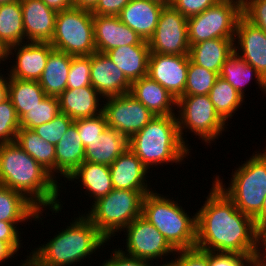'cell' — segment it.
<instances>
[{"label": "cell", "mask_w": 266, "mask_h": 266, "mask_svg": "<svg viewBox=\"0 0 266 266\" xmlns=\"http://www.w3.org/2000/svg\"><path fill=\"white\" fill-rule=\"evenodd\" d=\"M208 95L216 112L226 123L227 120L232 119L237 109L245 102V98L220 76L216 79Z\"/></svg>", "instance_id": "35"}, {"label": "cell", "mask_w": 266, "mask_h": 266, "mask_svg": "<svg viewBox=\"0 0 266 266\" xmlns=\"http://www.w3.org/2000/svg\"><path fill=\"white\" fill-rule=\"evenodd\" d=\"M104 101L103 113L106 116L107 126L117 130L128 140L155 117L130 93L104 98L100 102Z\"/></svg>", "instance_id": "11"}, {"label": "cell", "mask_w": 266, "mask_h": 266, "mask_svg": "<svg viewBox=\"0 0 266 266\" xmlns=\"http://www.w3.org/2000/svg\"><path fill=\"white\" fill-rule=\"evenodd\" d=\"M154 266H169V265H168V262L166 261V262H165L164 264H162V265H161V264L158 265V264L156 263Z\"/></svg>", "instance_id": "58"}, {"label": "cell", "mask_w": 266, "mask_h": 266, "mask_svg": "<svg viewBox=\"0 0 266 266\" xmlns=\"http://www.w3.org/2000/svg\"><path fill=\"white\" fill-rule=\"evenodd\" d=\"M181 204L152 191L145 195L141 216L153 224L175 250L196 247V214H187ZM184 209V210H183Z\"/></svg>", "instance_id": "5"}, {"label": "cell", "mask_w": 266, "mask_h": 266, "mask_svg": "<svg viewBox=\"0 0 266 266\" xmlns=\"http://www.w3.org/2000/svg\"><path fill=\"white\" fill-rule=\"evenodd\" d=\"M109 168L115 189L152 191L146 180L150 171L131 149H126Z\"/></svg>", "instance_id": "20"}, {"label": "cell", "mask_w": 266, "mask_h": 266, "mask_svg": "<svg viewBox=\"0 0 266 266\" xmlns=\"http://www.w3.org/2000/svg\"><path fill=\"white\" fill-rule=\"evenodd\" d=\"M74 120L66 114L59 113L51 121L36 126L32 130L37 133L43 140L56 145Z\"/></svg>", "instance_id": "39"}, {"label": "cell", "mask_w": 266, "mask_h": 266, "mask_svg": "<svg viewBox=\"0 0 266 266\" xmlns=\"http://www.w3.org/2000/svg\"><path fill=\"white\" fill-rule=\"evenodd\" d=\"M77 131L82 140V144L86 147L89 143L101 138V133L108 127L105 114L74 120Z\"/></svg>", "instance_id": "41"}, {"label": "cell", "mask_w": 266, "mask_h": 266, "mask_svg": "<svg viewBox=\"0 0 266 266\" xmlns=\"http://www.w3.org/2000/svg\"><path fill=\"white\" fill-rule=\"evenodd\" d=\"M196 212V248L217 253L257 255L259 229L213 181Z\"/></svg>", "instance_id": "1"}, {"label": "cell", "mask_w": 266, "mask_h": 266, "mask_svg": "<svg viewBox=\"0 0 266 266\" xmlns=\"http://www.w3.org/2000/svg\"><path fill=\"white\" fill-rule=\"evenodd\" d=\"M9 1H16V0H0V3L9 2Z\"/></svg>", "instance_id": "59"}, {"label": "cell", "mask_w": 266, "mask_h": 266, "mask_svg": "<svg viewBox=\"0 0 266 266\" xmlns=\"http://www.w3.org/2000/svg\"><path fill=\"white\" fill-rule=\"evenodd\" d=\"M15 254L16 252L6 242L0 241V263H4L5 260H8Z\"/></svg>", "instance_id": "51"}, {"label": "cell", "mask_w": 266, "mask_h": 266, "mask_svg": "<svg viewBox=\"0 0 266 266\" xmlns=\"http://www.w3.org/2000/svg\"><path fill=\"white\" fill-rule=\"evenodd\" d=\"M56 148V173L64 180L67 179L83 162L85 147L73 122L66 133L55 145Z\"/></svg>", "instance_id": "25"}, {"label": "cell", "mask_w": 266, "mask_h": 266, "mask_svg": "<svg viewBox=\"0 0 266 266\" xmlns=\"http://www.w3.org/2000/svg\"><path fill=\"white\" fill-rule=\"evenodd\" d=\"M128 148V139L117 130L107 127L100 139L85 147L84 161L110 166Z\"/></svg>", "instance_id": "27"}, {"label": "cell", "mask_w": 266, "mask_h": 266, "mask_svg": "<svg viewBox=\"0 0 266 266\" xmlns=\"http://www.w3.org/2000/svg\"><path fill=\"white\" fill-rule=\"evenodd\" d=\"M176 109H179L176 115L180 136L187 146L189 144L186 143L187 140H184L183 132L191 131L199 139L204 140L205 144L210 145L226 130L225 126H228V123L226 125V122L216 112L209 95L180 96L177 99Z\"/></svg>", "instance_id": "9"}, {"label": "cell", "mask_w": 266, "mask_h": 266, "mask_svg": "<svg viewBox=\"0 0 266 266\" xmlns=\"http://www.w3.org/2000/svg\"><path fill=\"white\" fill-rule=\"evenodd\" d=\"M187 19L173 6H164L155 32L148 40L150 53L189 55Z\"/></svg>", "instance_id": "12"}, {"label": "cell", "mask_w": 266, "mask_h": 266, "mask_svg": "<svg viewBox=\"0 0 266 266\" xmlns=\"http://www.w3.org/2000/svg\"><path fill=\"white\" fill-rule=\"evenodd\" d=\"M93 16L90 10L73 7L57 12L52 47L71 56L95 53Z\"/></svg>", "instance_id": "8"}, {"label": "cell", "mask_w": 266, "mask_h": 266, "mask_svg": "<svg viewBox=\"0 0 266 266\" xmlns=\"http://www.w3.org/2000/svg\"><path fill=\"white\" fill-rule=\"evenodd\" d=\"M106 54L131 83L148 76V41L144 40L139 45L119 46L107 51Z\"/></svg>", "instance_id": "24"}, {"label": "cell", "mask_w": 266, "mask_h": 266, "mask_svg": "<svg viewBox=\"0 0 266 266\" xmlns=\"http://www.w3.org/2000/svg\"><path fill=\"white\" fill-rule=\"evenodd\" d=\"M219 74L195 64L189 58L184 95H208Z\"/></svg>", "instance_id": "36"}, {"label": "cell", "mask_w": 266, "mask_h": 266, "mask_svg": "<svg viewBox=\"0 0 266 266\" xmlns=\"http://www.w3.org/2000/svg\"><path fill=\"white\" fill-rule=\"evenodd\" d=\"M152 191L113 189L92 202L85 215L108 240L141 216L144 197ZM116 232V233H115ZM110 239V240H109Z\"/></svg>", "instance_id": "7"}, {"label": "cell", "mask_w": 266, "mask_h": 266, "mask_svg": "<svg viewBox=\"0 0 266 266\" xmlns=\"http://www.w3.org/2000/svg\"><path fill=\"white\" fill-rule=\"evenodd\" d=\"M131 0H99L97 5L91 10L93 15L118 16L121 10Z\"/></svg>", "instance_id": "48"}, {"label": "cell", "mask_w": 266, "mask_h": 266, "mask_svg": "<svg viewBox=\"0 0 266 266\" xmlns=\"http://www.w3.org/2000/svg\"><path fill=\"white\" fill-rule=\"evenodd\" d=\"M46 96L38 81L8 77V98L14 105L19 119L38 105Z\"/></svg>", "instance_id": "34"}, {"label": "cell", "mask_w": 266, "mask_h": 266, "mask_svg": "<svg viewBox=\"0 0 266 266\" xmlns=\"http://www.w3.org/2000/svg\"><path fill=\"white\" fill-rule=\"evenodd\" d=\"M152 1L158 2L164 6H172L174 2V0H152Z\"/></svg>", "instance_id": "57"}, {"label": "cell", "mask_w": 266, "mask_h": 266, "mask_svg": "<svg viewBox=\"0 0 266 266\" xmlns=\"http://www.w3.org/2000/svg\"><path fill=\"white\" fill-rule=\"evenodd\" d=\"M258 246V253L256 257H258L264 264H266V227L259 230ZM261 248L265 250L262 251Z\"/></svg>", "instance_id": "50"}, {"label": "cell", "mask_w": 266, "mask_h": 266, "mask_svg": "<svg viewBox=\"0 0 266 266\" xmlns=\"http://www.w3.org/2000/svg\"><path fill=\"white\" fill-rule=\"evenodd\" d=\"M130 94L155 116L176 115L177 113H174L177 99L149 76L133 81L131 83Z\"/></svg>", "instance_id": "23"}, {"label": "cell", "mask_w": 266, "mask_h": 266, "mask_svg": "<svg viewBox=\"0 0 266 266\" xmlns=\"http://www.w3.org/2000/svg\"><path fill=\"white\" fill-rule=\"evenodd\" d=\"M20 0L0 3V41L6 47L26 42Z\"/></svg>", "instance_id": "33"}, {"label": "cell", "mask_w": 266, "mask_h": 266, "mask_svg": "<svg viewBox=\"0 0 266 266\" xmlns=\"http://www.w3.org/2000/svg\"><path fill=\"white\" fill-rule=\"evenodd\" d=\"M123 232H126V249L120 250L129 256L153 262L176 252L164 235L142 216L134 219Z\"/></svg>", "instance_id": "13"}, {"label": "cell", "mask_w": 266, "mask_h": 266, "mask_svg": "<svg viewBox=\"0 0 266 266\" xmlns=\"http://www.w3.org/2000/svg\"><path fill=\"white\" fill-rule=\"evenodd\" d=\"M235 39L213 38L190 46L189 57L197 65L220 74L225 60L233 53Z\"/></svg>", "instance_id": "26"}, {"label": "cell", "mask_w": 266, "mask_h": 266, "mask_svg": "<svg viewBox=\"0 0 266 266\" xmlns=\"http://www.w3.org/2000/svg\"><path fill=\"white\" fill-rule=\"evenodd\" d=\"M256 256L210 251V266H247L250 260Z\"/></svg>", "instance_id": "45"}, {"label": "cell", "mask_w": 266, "mask_h": 266, "mask_svg": "<svg viewBox=\"0 0 266 266\" xmlns=\"http://www.w3.org/2000/svg\"><path fill=\"white\" fill-rule=\"evenodd\" d=\"M54 48L47 42L26 41L7 48V59L16 54L14 65L7 73L10 78L38 81L46 67L49 53ZM14 50V51H13ZM14 52V53H13Z\"/></svg>", "instance_id": "15"}, {"label": "cell", "mask_w": 266, "mask_h": 266, "mask_svg": "<svg viewBox=\"0 0 266 266\" xmlns=\"http://www.w3.org/2000/svg\"><path fill=\"white\" fill-rule=\"evenodd\" d=\"M16 142L0 144V185L23 194L39 210L59 213L61 183ZM48 206V207H47Z\"/></svg>", "instance_id": "2"}, {"label": "cell", "mask_w": 266, "mask_h": 266, "mask_svg": "<svg viewBox=\"0 0 266 266\" xmlns=\"http://www.w3.org/2000/svg\"><path fill=\"white\" fill-rule=\"evenodd\" d=\"M219 0H174L172 6L183 16L191 17L202 13L208 7L215 5Z\"/></svg>", "instance_id": "44"}, {"label": "cell", "mask_w": 266, "mask_h": 266, "mask_svg": "<svg viewBox=\"0 0 266 266\" xmlns=\"http://www.w3.org/2000/svg\"><path fill=\"white\" fill-rule=\"evenodd\" d=\"M50 9L56 12L72 8V0H42Z\"/></svg>", "instance_id": "49"}, {"label": "cell", "mask_w": 266, "mask_h": 266, "mask_svg": "<svg viewBox=\"0 0 266 266\" xmlns=\"http://www.w3.org/2000/svg\"><path fill=\"white\" fill-rule=\"evenodd\" d=\"M64 229L47 244L31 250L20 266H75L109 242L85 214L74 217Z\"/></svg>", "instance_id": "3"}, {"label": "cell", "mask_w": 266, "mask_h": 266, "mask_svg": "<svg viewBox=\"0 0 266 266\" xmlns=\"http://www.w3.org/2000/svg\"><path fill=\"white\" fill-rule=\"evenodd\" d=\"M72 56L53 49L38 82L47 96L58 97L67 88Z\"/></svg>", "instance_id": "30"}, {"label": "cell", "mask_w": 266, "mask_h": 266, "mask_svg": "<svg viewBox=\"0 0 266 266\" xmlns=\"http://www.w3.org/2000/svg\"><path fill=\"white\" fill-rule=\"evenodd\" d=\"M234 43V51L266 79V33L242 15L237 23Z\"/></svg>", "instance_id": "16"}, {"label": "cell", "mask_w": 266, "mask_h": 266, "mask_svg": "<svg viewBox=\"0 0 266 266\" xmlns=\"http://www.w3.org/2000/svg\"><path fill=\"white\" fill-rule=\"evenodd\" d=\"M189 58V55L150 53L148 76L178 99L184 95Z\"/></svg>", "instance_id": "14"}, {"label": "cell", "mask_w": 266, "mask_h": 266, "mask_svg": "<svg viewBox=\"0 0 266 266\" xmlns=\"http://www.w3.org/2000/svg\"><path fill=\"white\" fill-rule=\"evenodd\" d=\"M91 55L72 56L67 79V89L91 85Z\"/></svg>", "instance_id": "40"}, {"label": "cell", "mask_w": 266, "mask_h": 266, "mask_svg": "<svg viewBox=\"0 0 266 266\" xmlns=\"http://www.w3.org/2000/svg\"><path fill=\"white\" fill-rule=\"evenodd\" d=\"M58 99L60 113L73 120L95 117L103 112V104L99 103L101 95L92 85L77 89L66 88Z\"/></svg>", "instance_id": "22"}, {"label": "cell", "mask_w": 266, "mask_h": 266, "mask_svg": "<svg viewBox=\"0 0 266 266\" xmlns=\"http://www.w3.org/2000/svg\"><path fill=\"white\" fill-rule=\"evenodd\" d=\"M43 209H38L23 194L0 185V221L28 222L37 221L43 216Z\"/></svg>", "instance_id": "29"}, {"label": "cell", "mask_w": 266, "mask_h": 266, "mask_svg": "<svg viewBox=\"0 0 266 266\" xmlns=\"http://www.w3.org/2000/svg\"><path fill=\"white\" fill-rule=\"evenodd\" d=\"M90 80L102 99L130 93L131 82L106 53L91 54Z\"/></svg>", "instance_id": "17"}, {"label": "cell", "mask_w": 266, "mask_h": 266, "mask_svg": "<svg viewBox=\"0 0 266 266\" xmlns=\"http://www.w3.org/2000/svg\"><path fill=\"white\" fill-rule=\"evenodd\" d=\"M0 73V103L8 98V76Z\"/></svg>", "instance_id": "54"}, {"label": "cell", "mask_w": 266, "mask_h": 266, "mask_svg": "<svg viewBox=\"0 0 266 266\" xmlns=\"http://www.w3.org/2000/svg\"><path fill=\"white\" fill-rule=\"evenodd\" d=\"M175 254L177 257L174 255V259L168 261L169 266H210V251H203L195 247L176 250Z\"/></svg>", "instance_id": "42"}, {"label": "cell", "mask_w": 266, "mask_h": 266, "mask_svg": "<svg viewBox=\"0 0 266 266\" xmlns=\"http://www.w3.org/2000/svg\"><path fill=\"white\" fill-rule=\"evenodd\" d=\"M79 179L89 197L95 202L108 195L113 189L110 168L107 165L84 161L68 178V181Z\"/></svg>", "instance_id": "28"}, {"label": "cell", "mask_w": 266, "mask_h": 266, "mask_svg": "<svg viewBox=\"0 0 266 266\" xmlns=\"http://www.w3.org/2000/svg\"><path fill=\"white\" fill-rule=\"evenodd\" d=\"M16 144L33 157L46 171L56 178L55 145L43 140L32 129L20 128L17 132Z\"/></svg>", "instance_id": "32"}, {"label": "cell", "mask_w": 266, "mask_h": 266, "mask_svg": "<svg viewBox=\"0 0 266 266\" xmlns=\"http://www.w3.org/2000/svg\"><path fill=\"white\" fill-rule=\"evenodd\" d=\"M20 129V119L9 98L0 103V144L13 143Z\"/></svg>", "instance_id": "38"}, {"label": "cell", "mask_w": 266, "mask_h": 266, "mask_svg": "<svg viewBox=\"0 0 266 266\" xmlns=\"http://www.w3.org/2000/svg\"><path fill=\"white\" fill-rule=\"evenodd\" d=\"M128 143L147 169L168 162L180 164L191 152L180 136L177 115L155 116Z\"/></svg>", "instance_id": "4"}, {"label": "cell", "mask_w": 266, "mask_h": 266, "mask_svg": "<svg viewBox=\"0 0 266 266\" xmlns=\"http://www.w3.org/2000/svg\"><path fill=\"white\" fill-rule=\"evenodd\" d=\"M25 40L50 43L55 31L57 12L46 6L42 0H20Z\"/></svg>", "instance_id": "19"}, {"label": "cell", "mask_w": 266, "mask_h": 266, "mask_svg": "<svg viewBox=\"0 0 266 266\" xmlns=\"http://www.w3.org/2000/svg\"><path fill=\"white\" fill-rule=\"evenodd\" d=\"M242 2L219 0L202 13L188 17V39L190 46L213 38L235 39Z\"/></svg>", "instance_id": "10"}, {"label": "cell", "mask_w": 266, "mask_h": 266, "mask_svg": "<svg viewBox=\"0 0 266 266\" xmlns=\"http://www.w3.org/2000/svg\"><path fill=\"white\" fill-rule=\"evenodd\" d=\"M247 266H266L258 257H253Z\"/></svg>", "instance_id": "56"}, {"label": "cell", "mask_w": 266, "mask_h": 266, "mask_svg": "<svg viewBox=\"0 0 266 266\" xmlns=\"http://www.w3.org/2000/svg\"><path fill=\"white\" fill-rule=\"evenodd\" d=\"M93 26L97 52L106 53L119 46L139 45L144 41L118 16L94 15Z\"/></svg>", "instance_id": "18"}, {"label": "cell", "mask_w": 266, "mask_h": 266, "mask_svg": "<svg viewBox=\"0 0 266 266\" xmlns=\"http://www.w3.org/2000/svg\"><path fill=\"white\" fill-rule=\"evenodd\" d=\"M243 97L245 96V86L250 84L255 77L256 84L260 90L266 94V79L253 66L246 63L235 51L225 60L219 74ZM253 76V77H252Z\"/></svg>", "instance_id": "31"}, {"label": "cell", "mask_w": 266, "mask_h": 266, "mask_svg": "<svg viewBox=\"0 0 266 266\" xmlns=\"http://www.w3.org/2000/svg\"><path fill=\"white\" fill-rule=\"evenodd\" d=\"M59 113L58 97L46 96L38 105L20 118V128L33 129L51 121Z\"/></svg>", "instance_id": "37"}, {"label": "cell", "mask_w": 266, "mask_h": 266, "mask_svg": "<svg viewBox=\"0 0 266 266\" xmlns=\"http://www.w3.org/2000/svg\"><path fill=\"white\" fill-rule=\"evenodd\" d=\"M242 15L266 33V0H244Z\"/></svg>", "instance_id": "43"}, {"label": "cell", "mask_w": 266, "mask_h": 266, "mask_svg": "<svg viewBox=\"0 0 266 266\" xmlns=\"http://www.w3.org/2000/svg\"><path fill=\"white\" fill-rule=\"evenodd\" d=\"M151 263L153 262L146 259L129 256L118 248L113 250L110 258L105 259L101 266H153L154 263Z\"/></svg>", "instance_id": "46"}, {"label": "cell", "mask_w": 266, "mask_h": 266, "mask_svg": "<svg viewBox=\"0 0 266 266\" xmlns=\"http://www.w3.org/2000/svg\"><path fill=\"white\" fill-rule=\"evenodd\" d=\"M7 59V48L0 41V64Z\"/></svg>", "instance_id": "55"}, {"label": "cell", "mask_w": 266, "mask_h": 266, "mask_svg": "<svg viewBox=\"0 0 266 266\" xmlns=\"http://www.w3.org/2000/svg\"><path fill=\"white\" fill-rule=\"evenodd\" d=\"M99 0H72V7L79 9L92 10Z\"/></svg>", "instance_id": "52"}, {"label": "cell", "mask_w": 266, "mask_h": 266, "mask_svg": "<svg viewBox=\"0 0 266 266\" xmlns=\"http://www.w3.org/2000/svg\"><path fill=\"white\" fill-rule=\"evenodd\" d=\"M163 7L152 0H131L118 17L143 40L148 41L155 32Z\"/></svg>", "instance_id": "21"}, {"label": "cell", "mask_w": 266, "mask_h": 266, "mask_svg": "<svg viewBox=\"0 0 266 266\" xmlns=\"http://www.w3.org/2000/svg\"><path fill=\"white\" fill-rule=\"evenodd\" d=\"M21 222L0 221V241L6 242L16 253L21 248V236L17 225Z\"/></svg>", "instance_id": "47"}, {"label": "cell", "mask_w": 266, "mask_h": 266, "mask_svg": "<svg viewBox=\"0 0 266 266\" xmlns=\"http://www.w3.org/2000/svg\"><path fill=\"white\" fill-rule=\"evenodd\" d=\"M257 228L266 227V196L262 204V211L254 218Z\"/></svg>", "instance_id": "53"}, {"label": "cell", "mask_w": 266, "mask_h": 266, "mask_svg": "<svg viewBox=\"0 0 266 266\" xmlns=\"http://www.w3.org/2000/svg\"><path fill=\"white\" fill-rule=\"evenodd\" d=\"M252 154L241 166L232 171L228 187L217 175L214 182L244 214L255 218L262 211L266 196V147ZM260 152V153H259ZM225 187V188H224Z\"/></svg>", "instance_id": "6"}]
</instances>
